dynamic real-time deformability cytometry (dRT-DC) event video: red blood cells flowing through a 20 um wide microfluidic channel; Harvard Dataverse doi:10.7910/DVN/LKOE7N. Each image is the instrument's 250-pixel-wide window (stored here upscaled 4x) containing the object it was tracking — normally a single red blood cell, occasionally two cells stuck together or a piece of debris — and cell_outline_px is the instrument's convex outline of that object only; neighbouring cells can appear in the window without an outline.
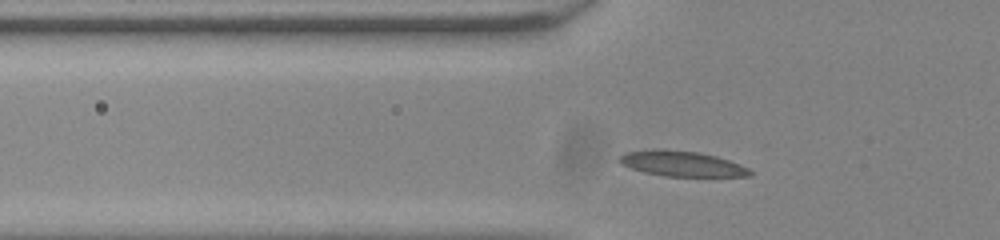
{"species": "common noctule bat (a hibernating species)", "species_latin": "Nyctalus noctula", "temperature_condition": "room temperature", "stored_images_in_passage": 38, "camera_frame_rate_fps": 3000, "um_per_image_px": 0.085, "animal": {"sex": "male", "body_mass_g": 20.0, "forearm_length_mm": 53.3}, "frame": {"image": 1, "passage_image": 10, "time_ms": 3.0, "image_size_px": [1000, 240], "cell_outline_px": [[752, 176], [664, 176], [644, 172], [620, 164], [616, 160], [624, 152], [652, 148], [656, 148], [700, 152], [716, 156], [740, 164], [748, 168], [752, 172]], "centroid_in_image_um": [57.9, 13.89], "position_along_channel_um": 67.9, "area_um2": 19.48}}
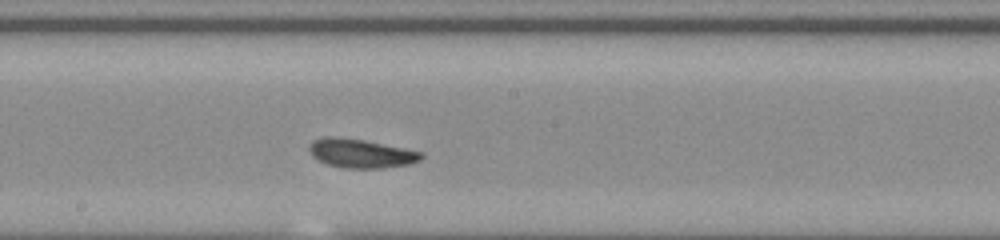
{"frame": {"image": 2, "passage_image": 22, "time_ms": 7.0, "image_size_px": [1000, 240], "cell_outline_px": [[424, 156], [420, 160], [408, 164], [384, 168], [340, 168], [328, 164], [312, 156], [308, 148], [308, 144], [312, 140], [324, 136], [336, 136], [364, 140], [424, 152]], "centroid_in_image_um": [30.65, 13.03], "position_along_channel_um": 217.5, "area_um2": 19.02}}
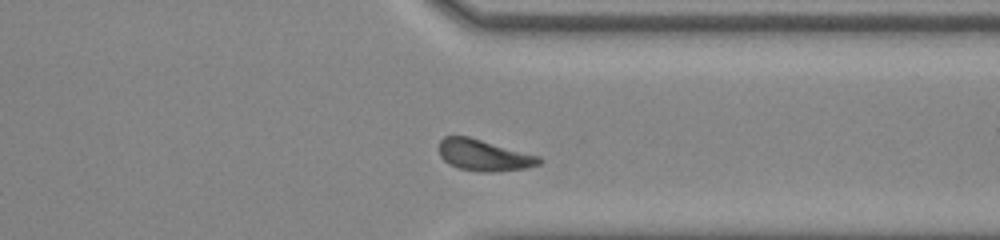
{"frame": {"image": 3, "passage_image": 34, "time_ms": 11.0, "image_size_px": [1000, 240], "cell_outline_px": [[544, 160], [540, 164], [524, 168], [496, 172], [480, 172], [460, 168], [448, 164], [440, 156], [440, 140], [444, 136], [468, 136], [540, 156]], "centroid_in_image_um": [41.15, 13.2], "position_along_channel_um": 370.3, "area_um2": 18.26}, "authors_computed_cell_mechanics": {"area_um2": 18.2937, "velocity_mm_per_s": 3.8073, "shape_relaxation_time_tau1_ms": 3.7371, "shape_relaxation_time_tau2_ms": 1.6434, "deformation_change_tau1": 0.1267, "deformation_change_tau2": 0.0538}}